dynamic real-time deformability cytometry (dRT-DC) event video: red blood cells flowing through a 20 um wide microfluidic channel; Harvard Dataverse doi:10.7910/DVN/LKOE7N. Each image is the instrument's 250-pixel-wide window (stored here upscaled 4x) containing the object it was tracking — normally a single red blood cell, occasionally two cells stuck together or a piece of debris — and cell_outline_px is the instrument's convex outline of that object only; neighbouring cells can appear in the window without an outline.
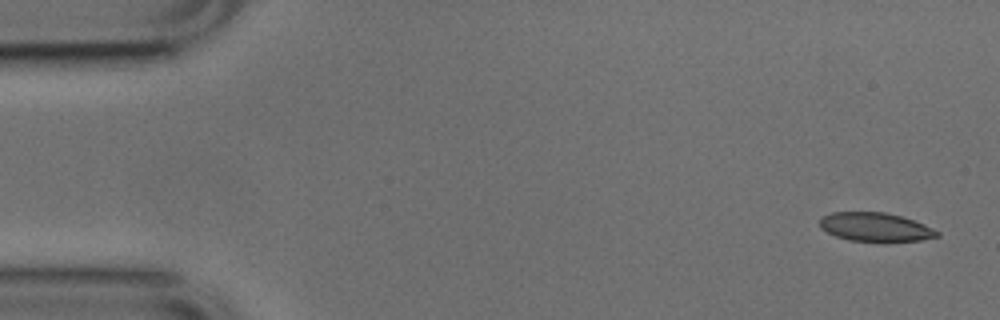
{"species": "common noctule bat (a hibernating species)", "species_latin": "Nyctalus noctula", "temperature_condition": "cold", "stored_images_in_passage": 20, "camera_frame_rate_fps": 3000, "um_per_image_px": 0.085, "animal": {"sex": "male", "body_mass_g": 17.9, "forearm_length_mm": 54.2}, "frame": {"image": 1, "passage_image": 1, "time_ms": 0.0, "image_size_px": [1000, 320], "cell_outline_px": [[940, 236], [920, 240], [888, 244], [848, 240], [836, 236], [820, 228], [820, 216], [832, 212], [884, 212], [900, 216], [924, 224], [940, 232]], "centroid_in_image_um": [74.42, 19.34], "position_along_channel_um": 10.6, "area_um2": 20.29}}
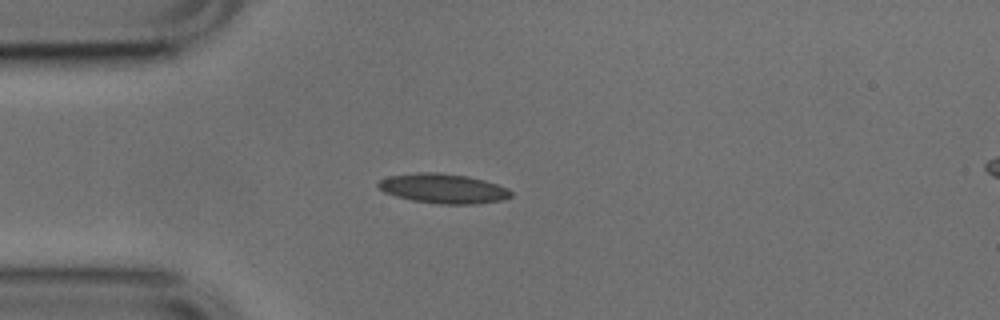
{"frame": {"image": 2, "passage_image": 12, "time_ms": 3.667, "image_size_px": [1000, 320], "cell_outline_px": [[512, 196], [500, 200], [472, 204], [440, 204], [412, 200], [396, 196], [384, 192], [376, 184], [380, 180], [388, 176], [416, 172], [436, 172], [468, 176], [484, 180], [508, 188], [512, 192]], "centroid_in_image_um": [37.66, 16.01], "position_along_channel_um": 47.3, "area_um2": 22.83}}